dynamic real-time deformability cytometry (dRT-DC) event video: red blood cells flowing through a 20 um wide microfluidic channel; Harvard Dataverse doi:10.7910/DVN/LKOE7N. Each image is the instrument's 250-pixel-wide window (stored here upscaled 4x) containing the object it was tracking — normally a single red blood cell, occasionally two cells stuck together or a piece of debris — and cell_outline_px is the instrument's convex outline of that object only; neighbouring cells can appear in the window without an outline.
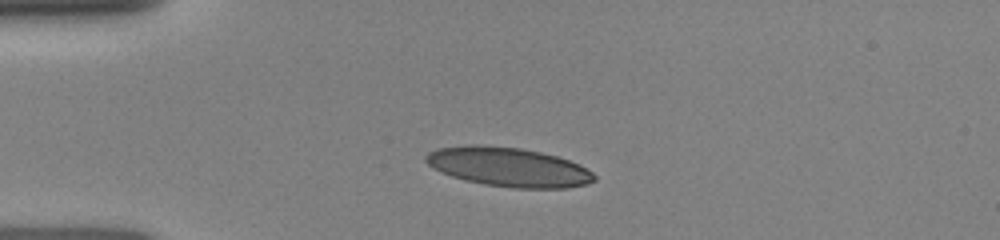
{"species": "human", "species_latin": "Homo sapiens", "temperature_condition": "room temperature", "stored_images_in_passage": 6, "camera_frame_rate_fps": 3000, "um_per_image_px": 0.085, "donor": {"sex": "female"}, "frame": {"image": 1, "passage_image": 2, "time_ms": 1.333, "image_size_px": [1000, 240], "cell_outline_px": [[596, 180], [584, 184], [568, 188], [512, 188], [484, 184], [464, 180], [440, 172], [428, 164], [424, 160], [424, 156], [428, 152], [436, 148], [468, 144], [476, 144], [520, 148], [540, 152], [556, 156], [580, 164], [592, 172], [596, 176]], "centroid_in_image_um": [43.19, 14.19], "position_along_channel_um": 41.8, "area_um2": 38.61}}
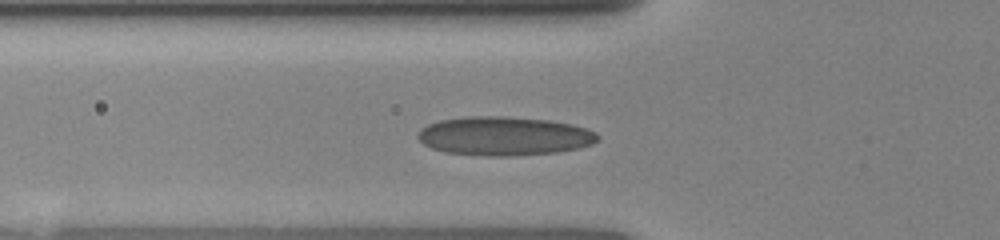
{"frame": {"image": 2, "passage_image": 5, "time_ms": 3.0, "image_size_px": [1000, 240], "cell_outline_px": [[600, 140], [592, 144], [576, 148], [556, 152], [512, 156], [488, 156], [444, 152], [432, 148], [424, 144], [416, 136], [420, 128], [428, 124], [440, 120], [464, 116], [504, 116], [548, 120], [572, 124], [596, 132], [600, 136]], "centroid_in_image_um": [42.84, 11.56], "position_along_channel_um": 83.0, "area_um2": 40.86}}